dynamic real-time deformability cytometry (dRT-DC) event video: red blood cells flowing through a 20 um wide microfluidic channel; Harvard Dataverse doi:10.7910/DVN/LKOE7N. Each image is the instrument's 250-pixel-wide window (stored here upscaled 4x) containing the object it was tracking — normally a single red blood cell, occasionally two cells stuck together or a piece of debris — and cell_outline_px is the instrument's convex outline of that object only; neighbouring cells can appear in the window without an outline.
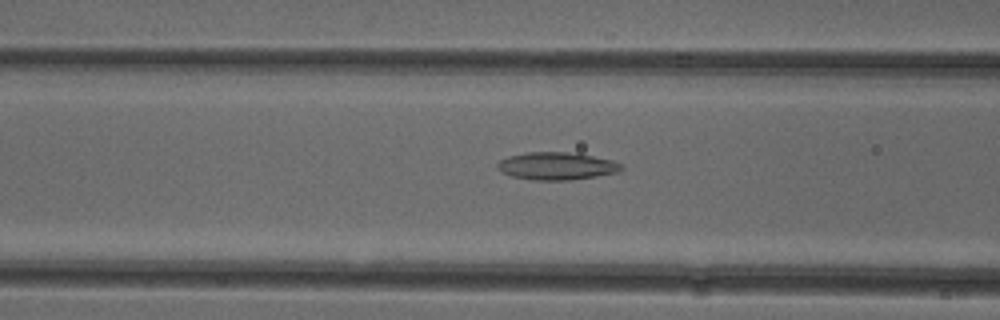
{"species": "common noctule bat (a hibernating species)", "species_latin": "Nyctalus noctula", "temperature_condition": "cold", "stored_images_in_passage": 51, "camera_frame_rate_fps": 3000, "um_per_image_px": 0.085, "animal": {"sex": "female"}, "frame": {"image": 1, "passage_image": 20, "time_ms": 6.333, "image_size_px": [1000, 320], "cell_outline_px": [[624, 168], [620, 172], [572, 180], [532, 180], [512, 176], [500, 172], [496, 168], [496, 164], [500, 160], [508, 156], [528, 152], [568, 152], [592, 156], [612, 160], [620, 164]], "centroid_in_image_um": [47.29, 14.12], "position_along_channel_um": 119.3, "area_um2": 20.0}}
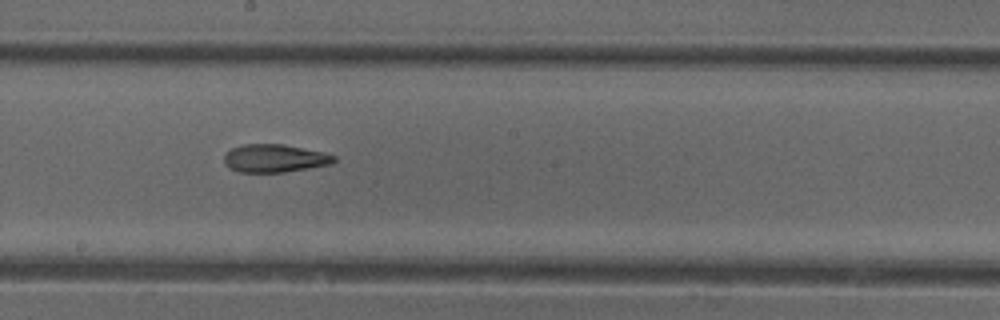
{"frame": {"image": 2, "passage_image": 28, "time_ms": 9.0, "image_size_px": [1000, 320], "cell_outline_px": [[336, 160], [332, 164], [284, 172], [240, 172], [228, 168], [224, 164], [224, 156], [232, 148], [244, 144], [284, 144], [324, 152], [336, 156]], "centroid_in_image_um": [23.35, 13.45], "position_along_channel_um": 224.8, "area_um2": 17.98}}
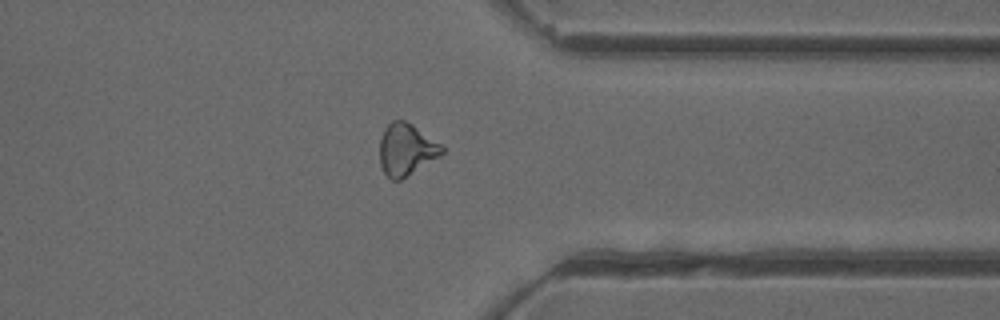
{"frame": {"image": 3, "passage_image": 40, "time_ms": 13.0, "image_size_px": [1000, 320], "cell_outline_px": [[444, 152], [440, 156], [400, 180], [392, 180], [384, 172], [380, 164], [380, 140], [384, 128], [392, 120], [404, 120], [412, 124], [440, 144], [444, 148]], "centroid_in_image_um": [34.52, 12.7], "position_along_channel_um": 376.9, "area_um2": 18.61}, "authors_computed_cell_mechanics": {"area_um2": 19.0162, "velocity_mm_per_s": 3.9503, "shape_relaxation_time_tau1_ms": null, "shape_relaxation_time_tau2_ms": 4.6014, "deformation_change_tau1": null, "deformation_change_tau2": 0.148}}